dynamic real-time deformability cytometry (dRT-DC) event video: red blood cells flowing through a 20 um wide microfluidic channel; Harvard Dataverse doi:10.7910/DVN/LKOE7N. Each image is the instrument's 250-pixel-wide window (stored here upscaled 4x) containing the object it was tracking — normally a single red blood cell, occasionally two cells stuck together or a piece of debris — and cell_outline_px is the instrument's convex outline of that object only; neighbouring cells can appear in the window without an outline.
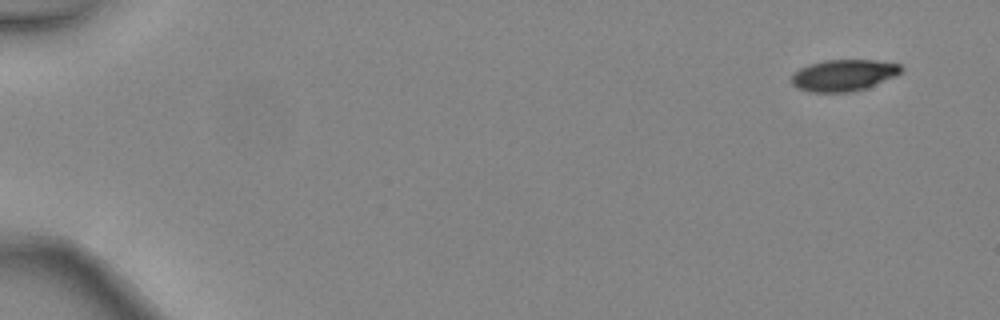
{"species": "common noctule bat (a hibernating species)", "species_latin": "Nyctalus noctula", "temperature_condition": "warm", "stored_images_in_passage": 3, "camera_frame_rate_fps": 3000, "um_per_image_px": 0.085, "animal": {"sex": "female", "body_mass_g": 24.6, "forearm_length_mm": 56.2}, "frame": {"image": 1, "passage_image": 1, "time_ms": 0.0, "image_size_px": [1000, 320], "cell_outline_px": [[904, 68], [896, 76], [864, 88], [848, 92], [812, 92], [796, 88], [792, 84], [792, 76], [800, 68], [808, 64], [824, 60], [876, 60], [900, 64]], "centroid_in_image_um": [71.7, 6.38], "position_along_channel_um": 13.3, "area_um2": 20.0}}